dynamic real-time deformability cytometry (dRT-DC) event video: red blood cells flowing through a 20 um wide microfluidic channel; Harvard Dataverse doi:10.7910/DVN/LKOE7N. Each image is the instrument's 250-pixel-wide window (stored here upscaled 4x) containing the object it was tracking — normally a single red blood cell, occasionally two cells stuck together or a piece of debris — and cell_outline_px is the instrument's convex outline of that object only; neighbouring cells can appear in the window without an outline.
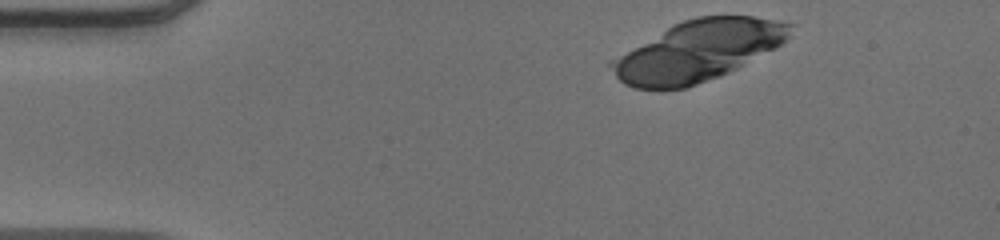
{"species": "human", "species_latin": "Homo sapiens", "temperature_condition": "warm", "stored_images_in_passage": 32, "camera_frame_rate_fps": 3000, "um_per_image_px": 0.085, "donor": {"sex": "male"}, "frame": {"image": 1, "passage_image": 1, "time_ms": 0.0, "image_size_px": [1000, 240], "cell_outline_px": [[796, 24], [788, 36], [780, 44], [736, 68], [720, 76], [684, 88], [636, 88], [624, 84], [616, 76], [608, 64], [608, 60], [672, 24], [696, 16], [752, 16], [776, 20]], "centroid_in_image_um": [59.28, 4.3], "position_along_channel_um": 25.7, "area_um2": 62.48}}
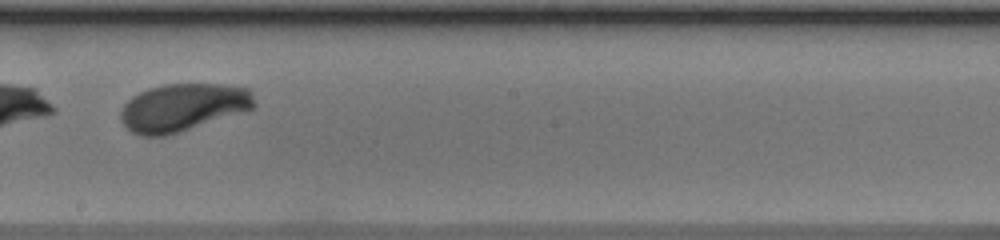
{"frame": {"image": 2, "passage_image": 23, "time_ms": 7.333, "image_size_px": [1000, 240], "cell_outline_px": [[256, 108], [244, 112], [164, 136], [140, 136], [132, 132], [120, 120], [120, 108], [132, 96], [148, 88], [164, 84], [224, 84], [248, 88], [252, 92], [256, 104]], "centroid_in_image_um": [15.55, 9.12], "position_along_channel_um": 232.6, "area_um2": 37.28}}
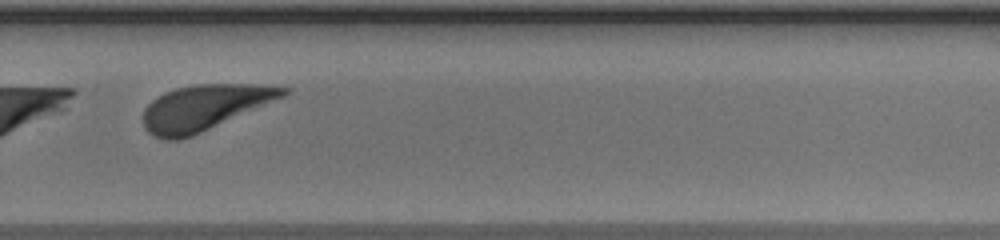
{"frame": {"image": 3, "passage_image": 29, "time_ms": 9.333, "image_size_px": [1000, 240], "cell_outline_px": [[292, 88], [284, 96], [192, 136], [176, 140], [164, 140], [152, 136], [144, 128], [144, 108], [152, 100], [164, 92], [176, 88], [192, 84], [256, 84]], "centroid_in_image_um": [17.33, 9.13], "position_along_channel_um": 312.5, "area_um2": 36.82}}